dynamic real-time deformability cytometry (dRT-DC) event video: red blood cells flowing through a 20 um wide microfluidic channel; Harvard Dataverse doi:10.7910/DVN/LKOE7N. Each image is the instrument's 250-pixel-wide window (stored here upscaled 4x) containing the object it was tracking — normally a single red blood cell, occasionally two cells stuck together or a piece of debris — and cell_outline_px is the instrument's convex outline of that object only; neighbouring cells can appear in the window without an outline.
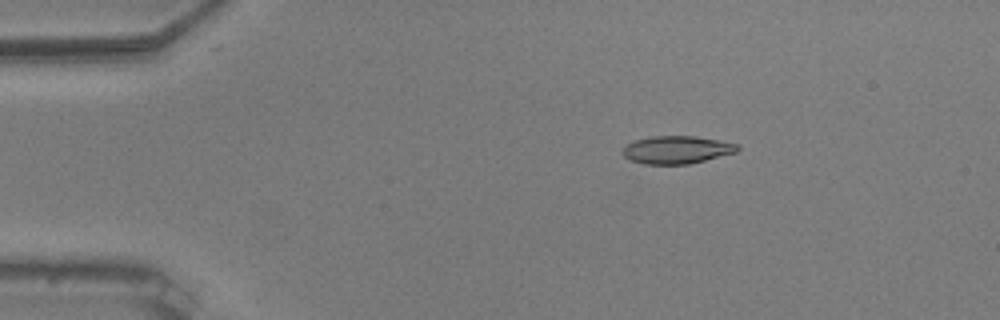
{"species": "common noctule bat (a hibernating species)", "species_latin": "Nyctalus noctula", "temperature_condition": "warm", "stored_images_in_passage": 55, "camera_frame_rate_fps": 3000, "um_per_image_px": 0.085, "animal": {"sex": "male", "body_mass_g": 20.5, "forearm_length_mm": 52.5}, "frame": {"image": 1, "passage_image": 10, "time_ms": 3.0, "image_size_px": [1000, 320], "cell_outline_px": [[740, 148], [736, 152], [688, 164], [644, 164], [628, 160], [620, 152], [628, 144], [636, 140], [652, 136], [692, 136], [740, 144]], "centroid_in_image_um": [57.5, 12.74], "position_along_channel_um": 27.5, "area_um2": 18.44}}
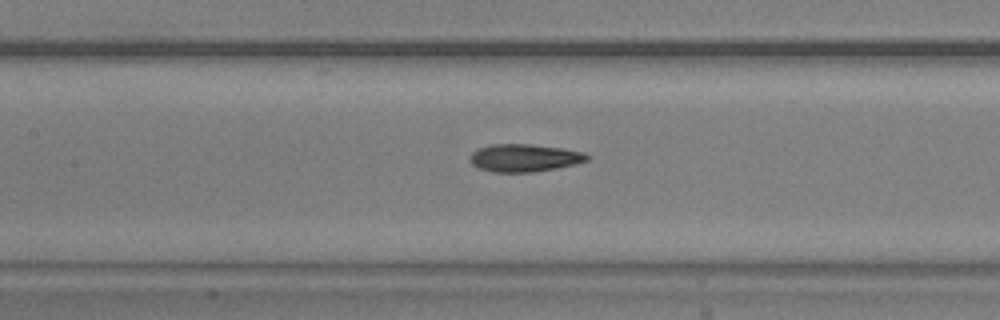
{"frame": {"image": 2, "passage_image": 26, "time_ms": 8.333, "image_size_px": [1000, 320], "cell_outline_px": [[592, 156], [588, 160], [576, 164], [556, 168], [532, 172], [492, 172], [476, 168], [468, 160], [472, 152], [476, 148], [492, 144], [532, 144], [564, 148], [584, 152]], "centroid_in_image_um": [44.56, 13.41], "position_along_channel_um": 162.8, "area_um2": 19.25}}
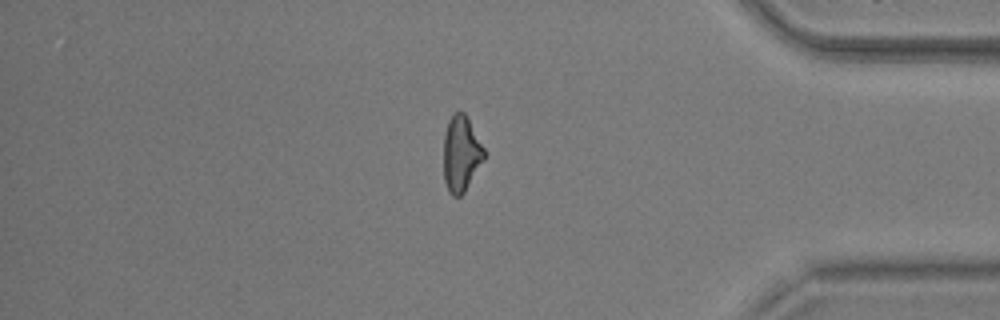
{"frame": {"image": 3, "passage_image": 47, "time_ms": 15.333, "image_size_px": [1000, 320], "cell_outline_px": [[484, 160], [464, 192], [460, 196], [452, 196], [448, 192], [444, 180], [444, 132], [448, 120], [456, 112], [464, 112], [484, 148]], "centroid_in_image_um": [39.18, 13.09], "position_along_channel_um": 396.0, "area_um2": 17.74}, "authors_computed_cell_mechanics": {"area_um2": 18.496, "velocity_mm_per_s": 3.7204, "shape_relaxation_time_tau1_ms": null, "shape_relaxation_time_tau2_ms": 2.6368, "deformation_change_tau1": null, "deformation_change_tau2": 0.1126}}